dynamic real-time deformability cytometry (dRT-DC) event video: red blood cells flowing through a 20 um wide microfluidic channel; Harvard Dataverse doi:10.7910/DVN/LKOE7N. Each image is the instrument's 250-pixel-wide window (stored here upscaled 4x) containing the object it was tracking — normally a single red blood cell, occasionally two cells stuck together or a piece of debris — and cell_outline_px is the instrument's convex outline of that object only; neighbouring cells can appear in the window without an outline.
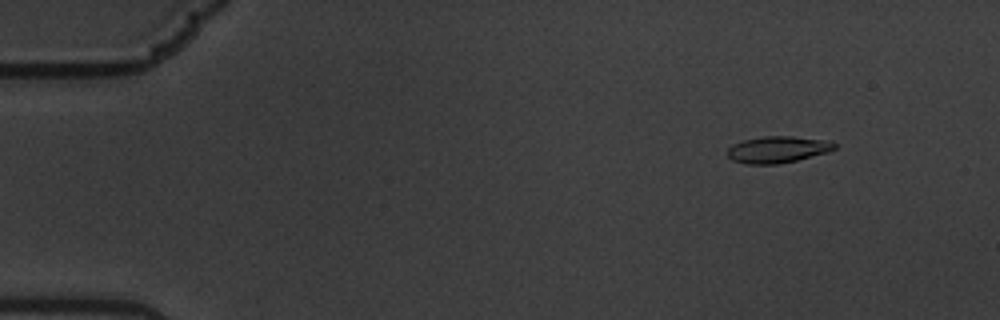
{"species": "common noctule bat (a hibernating species)", "species_latin": "Nyctalus noctula", "temperature_condition": "warm", "stored_images_in_passage": 61, "camera_frame_rate_fps": 3000, "um_per_image_px": 0.085, "animal": {"sex": "male", "body_mass_g": 19.5, "forearm_length_mm": 54.6}, "frame": {"image": 1, "passage_image": 7, "time_ms": 2.0, "image_size_px": [1000, 320], "cell_outline_px": [[836, 148], [828, 152], [780, 164], [744, 164], [732, 160], [728, 156], [728, 148], [732, 144], [744, 140], [764, 136], [792, 136], [832, 140], [836, 144]], "centroid_in_image_um": [66.12, 12.7], "position_along_channel_um": 18.9, "area_um2": 16.76}}
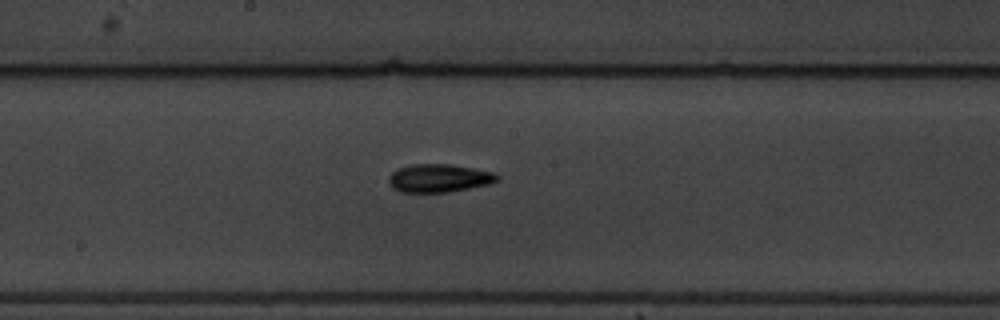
{"frame": {"image": 2, "passage_image": 33, "time_ms": 10.667, "image_size_px": [1000, 320], "cell_outline_px": [[500, 180], [488, 184], [448, 192], [404, 192], [392, 188], [388, 180], [388, 176], [396, 168], [408, 164], [448, 164], [472, 168], [492, 172], [500, 176]], "centroid_in_image_um": [37.28, 15.13], "position_along_channel_um": 210.9, "area_um2": 17.8}}
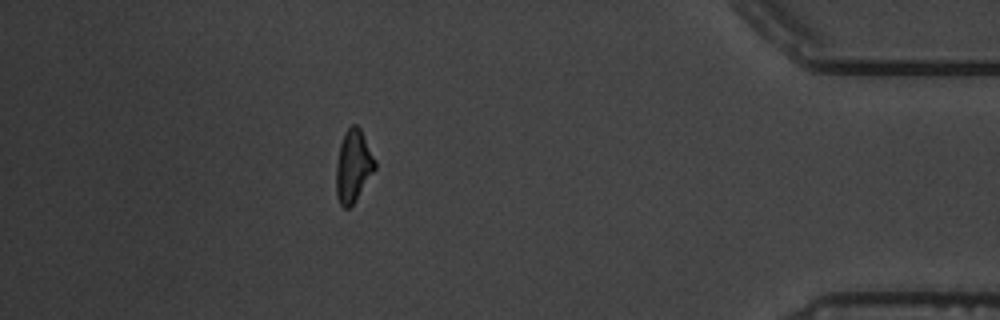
{"frame": {"image": 3, "passage_image": 54, "time_ms": 17.667, "image_size_px": [1000, 320], "cell_outline_px": [[376, 168], [356, 200], [348, 208], [344, 208], [340, 204], [336, 196], [336, 164], [340, 144], [344, 132], [352, 124], [356, 124], [360, 128], [376, 160]], "centroid_in_image_um": [30.02, 14.11], "position_along_channel_um": 405.2, "area_um2": 16.42}, "authors_computed_cell_mechanics": {"area_um2": 16.5308, "velocity_mm_per_s": 3.3898, "shape_relaxation_time_tau1_ms": 3.8838, "shape_relaxation_time_tau2_ms": 7.5727, "deformation_change_tau1": 0.1348, "deformation_change_tau2": 0.1882}}